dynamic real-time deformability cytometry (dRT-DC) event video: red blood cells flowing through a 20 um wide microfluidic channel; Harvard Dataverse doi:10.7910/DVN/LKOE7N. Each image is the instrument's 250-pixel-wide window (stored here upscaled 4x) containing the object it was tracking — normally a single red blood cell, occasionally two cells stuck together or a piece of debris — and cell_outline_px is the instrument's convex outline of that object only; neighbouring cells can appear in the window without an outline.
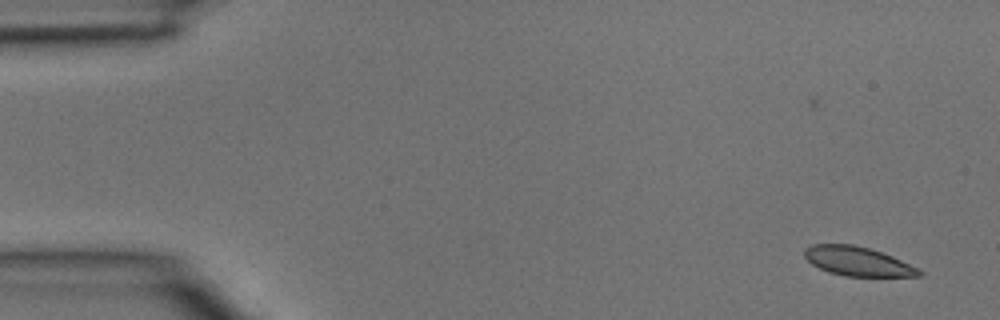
{"species": "common noctule bat (a hibernating species)", "species_latin": "Nyctalus noctula", "temperature_condition": "room temperature", "stored_images_in_passage": 3, "segment_of_instrument_passage": [2, 2], "camera_frame_rate_fps": 3000, "um_per_image_px": 0.085, "animal": {"sex": "male", "body_mass_g": 15.6}, "frame": {"image": 1, "passage_image": 3, "time_ms": 0.667, "image_size_px": [1000, 320], "cell_outline_px": [[924, 276], [844, 276], [828, 272], [812, 264], [804, 256], [804, 248], [812, 244], [852, 244], [868, 248], [892, 256], [924, 272]], "centroid_in_image_um": [72.87, 22.21], "position_along_channel_um": 12.1, "area_um2": 19.31}}